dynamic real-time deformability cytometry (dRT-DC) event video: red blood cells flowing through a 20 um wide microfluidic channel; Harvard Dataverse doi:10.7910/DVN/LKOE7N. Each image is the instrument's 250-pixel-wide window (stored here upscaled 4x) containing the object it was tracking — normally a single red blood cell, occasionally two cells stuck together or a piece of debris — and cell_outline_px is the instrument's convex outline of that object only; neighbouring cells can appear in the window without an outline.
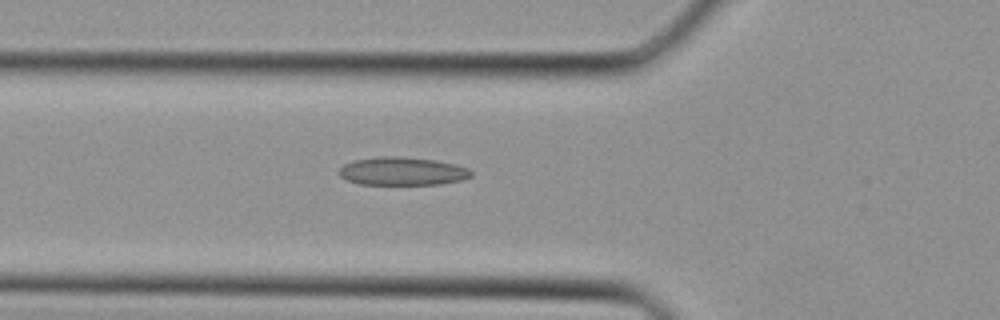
{"species": "Egyptian fruit bat (a non-hibernating species)", "species_latin": "Rousettus aegyptiacus", "temperature_condition": "cold", "stored_images_in_passage": 25, "camera_frame_rate_fps": 3000, "um_per_image_px": 0.085, "animal": {"sex": "female"}, "frame": {"image": 1, "passage_image": 2, "time_ms": 0.333, "image_size_px": [1000, 320], "cell_outline_px": [[472, 176], [460, 180], [440, 184], [360, 184], [348, 180], [340, 176], [340, 168], [344, 164], [356, 160], [384, 156], [400, 156], [436, 160], [456, 164], [468, 168], [472, 172]], "centroid_in_image_um": [34.23, 14.55], "position_along_channel_um": 91.6, "area_um2": 21.5}}
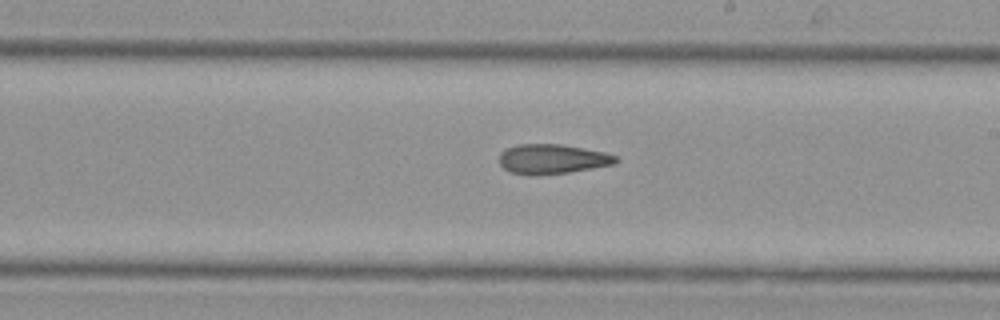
{"frame": {"image": 2, "passage_image": 10, "time_ms": 3.0, "image_size_px": [1000, 320], "cell_outline_px": [[620, 160], [616, 164], [568, 172], [512, 172], [504, 168], [500, 164], [500, 152], [508, 148], [520, 144], [560, 144], [604, 152], [616, 156]], "centroid_in_image_um": [47.01, 13.47], "position_along_channel_um": 242.0, "area_um2": 19.25}}
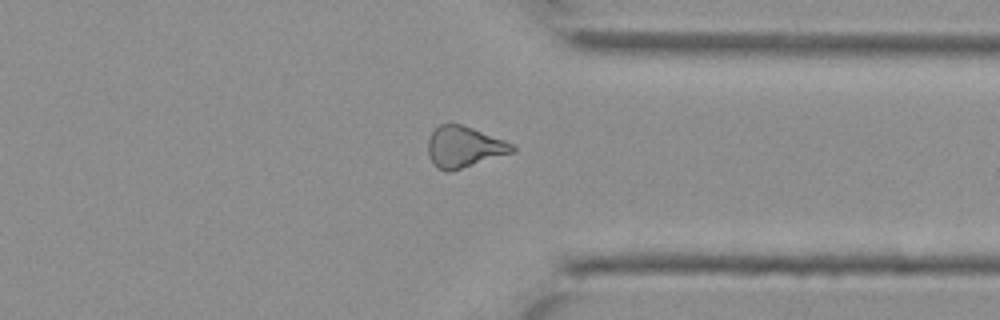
{"frame": {"image": 3, "passage_image": 17, "time_ms": 5.333, "image_size_px": [1000, 320], "cell_outline_px": [[516, 152], [448, 172], [444, 172], [436, 168], [428, 152], [428, 140], [432, 132], [440, 124], [460, 124], [472, 128], [504, 140], [512, 144], [516, 148]], "centroid_in_image_um": [39.45, 12.5], "position_along_channel_um": 371.9, "area_um2": 20.06}}